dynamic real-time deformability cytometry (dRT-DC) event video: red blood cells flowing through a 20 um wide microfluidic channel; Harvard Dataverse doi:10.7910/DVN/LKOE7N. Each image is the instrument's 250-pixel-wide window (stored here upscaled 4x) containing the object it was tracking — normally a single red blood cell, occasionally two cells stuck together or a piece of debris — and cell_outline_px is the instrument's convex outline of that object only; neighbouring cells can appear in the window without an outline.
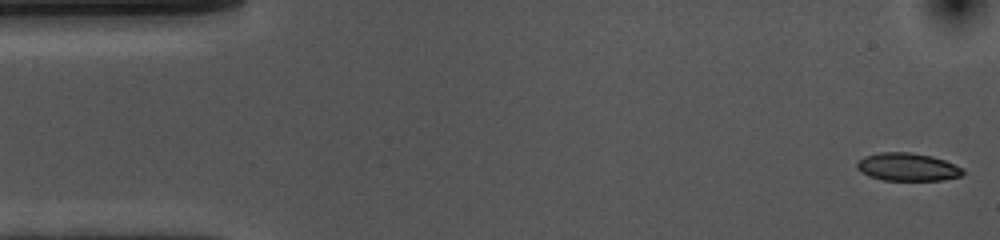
{"species": "common noctule bat (a hibernating species)", "species_latin": "Nyctalus noctula", "temperature_condition": "cold", "stored_images_in_passage": 54, "camera_frame_rate_fps": 3000, "um_per_image_px": 0.085, "animal": {"sex": "female", "body_mass_g": 10.0, "forearm_length_mm": 53.1}, "frame": {"image": 1, "passage_image": 1, "time_ms": 0.0, "image_size_px": [1000, 240], "cell_outline_px": [[964, 172], [960, 176], [940, 180], [884, 180], [868, 176], [860, 172], [856, 168], [856, 164], [864, 156], [880, 152], [908, 152], [932, 156], [944, 160], [964, 168]], "centroid_in_image_um": [77.12, 14.19], "position_along_channel_um": 7.9, "area_um2": 17.22}}
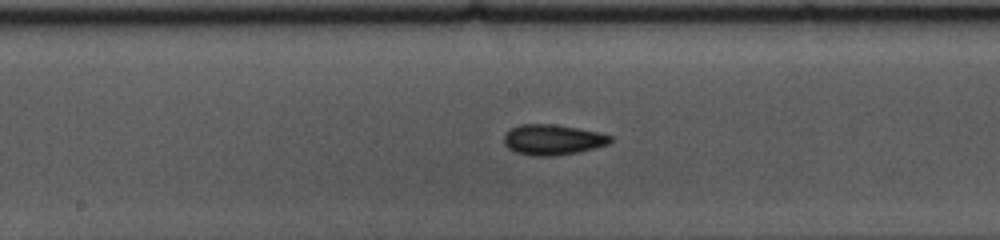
{"frame": {"image": 2, "passage_image": 26, "time_ms": 8.333, "image_size_px": [1000, 240], "cell_outline_px": [[612, 140], [608, 144], [596, 148], [580, 152], [552, 156], [532, 156], [516, 152], [508, 148], [504, 144], [504, 136], [512, 128], [520, 124], [552, 124], [600, 132], [612, 136]], "centroid_in_image_um": [47.0, 11.88], "position_along_channel_um": 201.2, "area_um2": 18.9}}
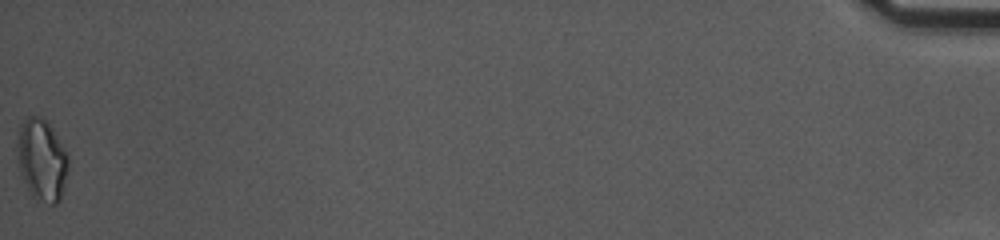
{"frame": {"image": 3, "passage_image": 54, "time_ms": 17.667, "image_size_px": [1000, 240], "cell_outline_px": [[68, 168], [64, 188], [60, 200], [56, 204], [48, 204], [36, 200], [32, 196], [20, 172], [16, 144], [16, 140], [20, 124], [28, 116], [44, 116], [52, 128], [64, 148], [68, 156]], "centroid_in_image_um": [3.55, 13.58], "position_along_channel_um": 431.6, "area_um2": 24.57}, "authors_computed_cell_mechanics": {"area_um2": 18.1203, "velocity_mm_per_s": 3.6163, "shape_relaxation_time_tau1_ms": 5.1052, "shape_relaxation_time_tau2_ms": 5.3626, "deformation_change_tau1": 0.1316, "deformation_change_tau2": 0.1233}}